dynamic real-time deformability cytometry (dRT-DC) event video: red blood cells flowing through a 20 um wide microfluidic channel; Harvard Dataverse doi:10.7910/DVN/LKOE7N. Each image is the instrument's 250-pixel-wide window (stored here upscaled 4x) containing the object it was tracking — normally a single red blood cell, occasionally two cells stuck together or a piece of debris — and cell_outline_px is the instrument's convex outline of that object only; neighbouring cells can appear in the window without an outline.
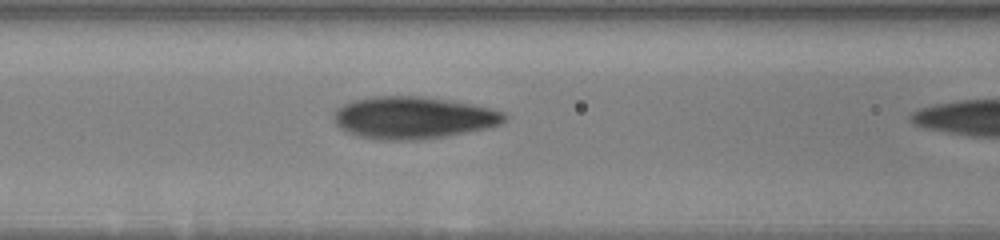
{"species": "human", "species_latin": "Homo sapiens", "temperature_condition": "warm", "stored_images_in_passage": 13, "camera_frame_rate_fps": 3000, "um_per_image_px": 0.085, "donor": {"sex": "male"}, "frame": {"image": 1, "passage_image": 12, "time_ms": 7.0, "image_size_px": [1000, 240], "cell_outline_px": [[508, 116], [500, 124], [484, 128], [464, 132], [416, 140], [384, 140], [360, 136], [348, 132], [340, 128], [336, 124], [332, 116], [336, 108], [352, 100], [376, 96], [420, 96], [452, 100], [472, 104], [504, 112]], "centroid_in_image_um": [35.07, 9.98], "position_along_channel_um": 131.5, "area_um2": 41.56}}